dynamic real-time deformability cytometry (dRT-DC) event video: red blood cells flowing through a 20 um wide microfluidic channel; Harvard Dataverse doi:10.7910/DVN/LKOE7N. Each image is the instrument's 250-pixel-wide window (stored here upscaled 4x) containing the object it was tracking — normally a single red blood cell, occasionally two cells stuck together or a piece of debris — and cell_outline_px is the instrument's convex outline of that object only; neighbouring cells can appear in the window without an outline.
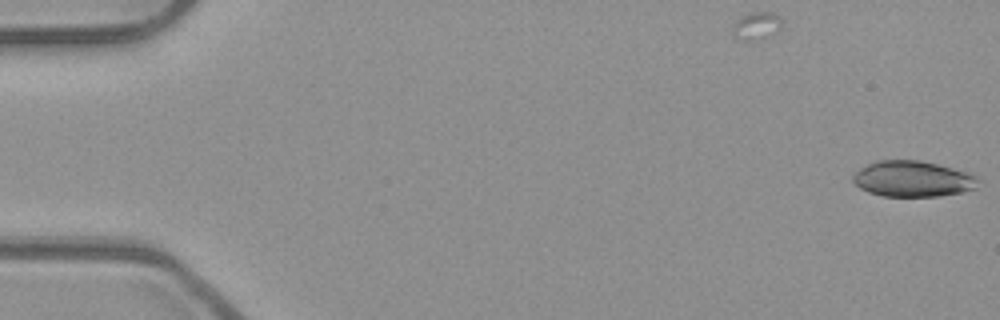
{"species": "common noctule bat (a hibernating species)", "species_latin": "Nyctalus noctula", "temperature_condition": "room temperature", "stored_images_in_passage": 14, "camera_frame_rate_fps": 3000, "um_per_image_px": 0.085, "animal": {"sex": "male", "body_mass_g": 23.1, "forearm_length_mm": 52.7}, "frame": {"image": 1, "passage_image": 1, "time_ms": 0.0, "image_size_px": [1000, 320], "cell_outline_px": [[980, 180], [976, 188], [960, 192], [940, 196], [884, 196], [868, 192], [860, 188], [852, 180], [852, 176], [860, 168], [876, 160], [920, 160], [968, 172], [976, 176]], "centroid_in_image_um": [77.58, 15.2], "position_along_channel_um": 7.4, "area_um2": 26.13}}